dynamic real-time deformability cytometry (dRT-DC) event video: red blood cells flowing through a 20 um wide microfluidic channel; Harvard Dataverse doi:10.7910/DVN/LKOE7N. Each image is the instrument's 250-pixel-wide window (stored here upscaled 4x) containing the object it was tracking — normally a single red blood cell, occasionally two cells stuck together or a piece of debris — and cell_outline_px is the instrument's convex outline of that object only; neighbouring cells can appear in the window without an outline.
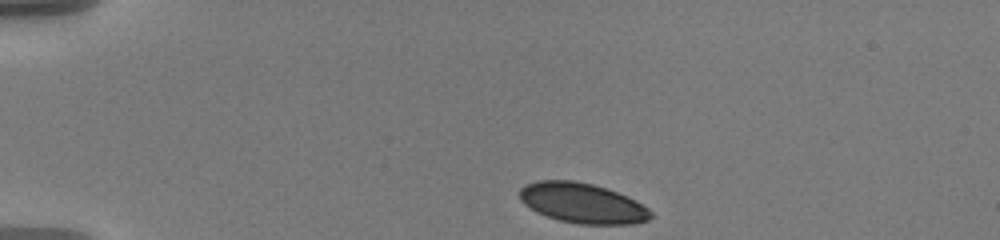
{"species": "human", "species_latin": "Homo sapiens", "temperature_condition": "warm", "stored_images_in_passage": 26, "camera_frame_rate_fps": 3000, "um_per_image_px": 0.085, "donor": {"sex": "male"}, "frame": {"image": 1, "passage_image": 1, "time_ms": 0.0, "image_size_px": [1000, 240], "cell_outline_px": [[652, 216], [648, 220], [632, 224], [576, 224], [560, 220], [536, 212], [524, 204], [520, 200], [520, 188], [524, 184], [536, 180], [572, 180], [592, 184], [616, 192], [648, 208], [652, 212]], "centroid_in_image_um": [49.45, 17.26], "position_along_channel_um": 35.6, "area_um2": 30.4}}
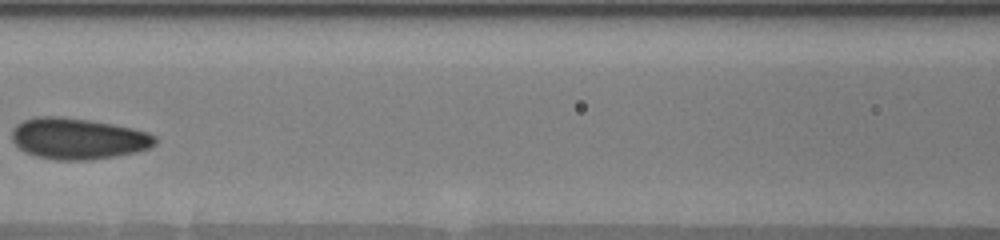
{"frame": {"image": 2, "passage_image": 10, "time_ms": 5.333, "image_size_px": [1000, 240], "cell_outline_px": [[156, 144], [148, 148], [136, 152], [116, 156], [88, 160], [56, 160], [36, 156], [20, 148], [12, 140], [12, 132], [16, 124], [24, 120], [36, 116], [60, 116], [88, 120], [112, 124], [132, 128], [148, 132], [156, 136]], "centroid_in_image_um": [6.64, 11.78], "position_along_channel_um": 160.0, "area_um2": 34.28}}
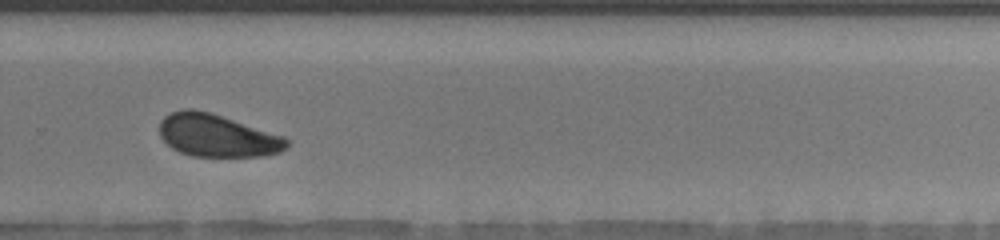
{"frame": {"image": 3, "passage_image": 17, "time_ms": 9.667, "image_size_px": [1000, 240], "cell_outline_px": [[288, 144], [280, 152], [264, 156], [192, 156], [180, 152], [172, 148], [160, 136], [160, 120], [164, 116], [172, 112], [184, 108], [192, 108], [208, 112], [284, 136], [288, 140]], "centroid_in_image_um": [18.43, 11.52], "position_along_channel_um": 311.4, "area_um2": 31.27}, "authors_computed_cell_mechanics": {"area_um2": 32.2813, "velocity_mm_per_s": 3.5054, "shape_relaxation_time_tau1_ms": 2.9419, "shape_relaxation_time_tau2_ms": 4.5967, "deformation_change_tau1": 0.0739, "deformation_change_tau2": 0.0623}}